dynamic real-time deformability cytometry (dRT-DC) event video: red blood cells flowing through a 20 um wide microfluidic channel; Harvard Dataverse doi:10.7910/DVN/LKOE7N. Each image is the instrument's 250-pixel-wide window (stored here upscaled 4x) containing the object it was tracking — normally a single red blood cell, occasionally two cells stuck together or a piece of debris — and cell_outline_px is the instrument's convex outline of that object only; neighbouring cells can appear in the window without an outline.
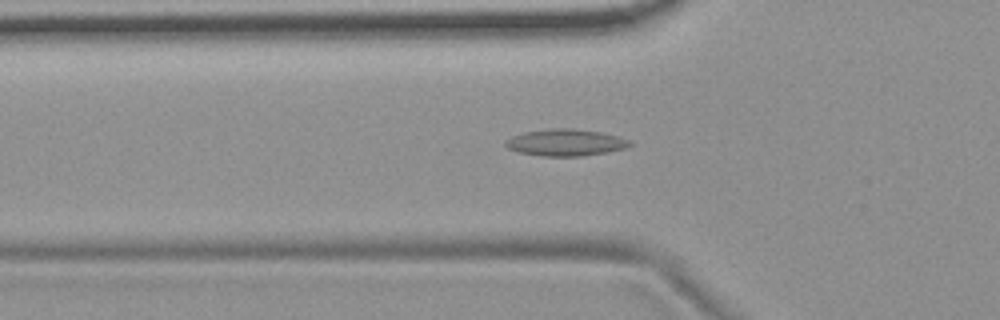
{"species": "common noctule bat (a hibernating species)", "species_latin": "Nyctalus noctula", "temperature_condition": "room temperature", "stored_images_in_passage": 54, "camera_frame_rate_fps": 3000, "um_per_image_px": 0.085, "animal": {"sex": "female", "body_mass_g": 19.9}, "frame": {"image": 1, "passage_image": 18, "time_ms": 5.667, "image_size_px": [1000, 320], "cell_outline_px": [[632, 144], [624, 148], [608, 152], [580, 156], [540, 156], [520, 152], [508, 148], [504, 144], [504, 140], [512, 136], [524, 132], [552, 128], [572, 128], [600, 132], [620, 136], [632, 140]], "centroid_in_image_um": [48.08, 12.11], "position_along_channel_um": 77.7, "area_um2": 19.48}}
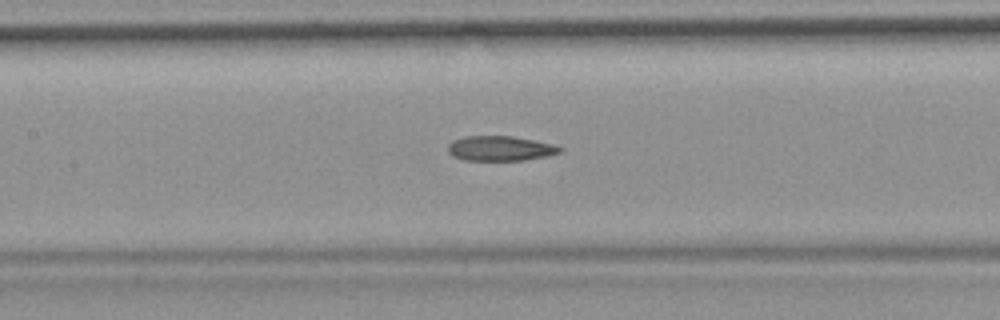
{"frame": {"image": 2, "passage_image": 25, "time_ms": 8.0, "image_size_px": [1000, 320], "cell_outline_px": [[564, 148], [560, 152], [548, 156], [524, 160], [464, 160], [452, 156], [448, 152], [448, 144], [464, 136], [512, 136], [552, 144]], "centroid_in_image_um": [42.52, 12.62], "position_along_channel_um": 164.9, "area_um2": 16.13}}
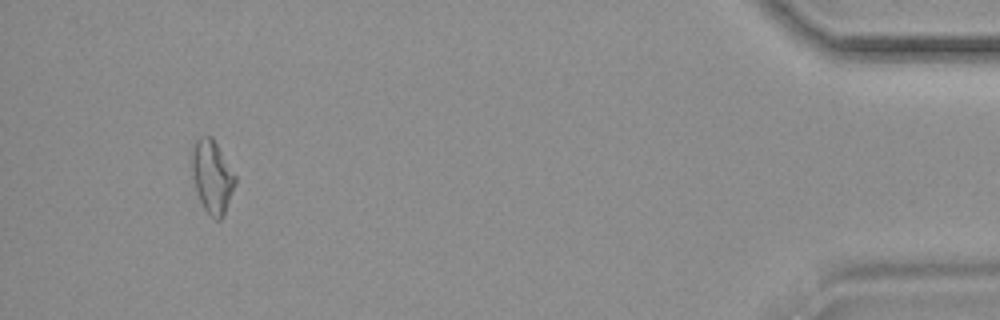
{"frame": {"image": 3, "passage_image": 51, "time_ms": 16.667, "image_size_px": [1000, 320], "cell_outline_px": [[236, 184], [224, 216], [220, 220], [216, 220], [204, 208], [200, 200], [196, 188], [192, 168], [192, 148], [196, 140], [200, 136], [212, 136], [236, 176]], "centroid_in_image_um": [18.06, 15.01], "position_along_channel_um": 417.1, "area_um2": 18.21}}